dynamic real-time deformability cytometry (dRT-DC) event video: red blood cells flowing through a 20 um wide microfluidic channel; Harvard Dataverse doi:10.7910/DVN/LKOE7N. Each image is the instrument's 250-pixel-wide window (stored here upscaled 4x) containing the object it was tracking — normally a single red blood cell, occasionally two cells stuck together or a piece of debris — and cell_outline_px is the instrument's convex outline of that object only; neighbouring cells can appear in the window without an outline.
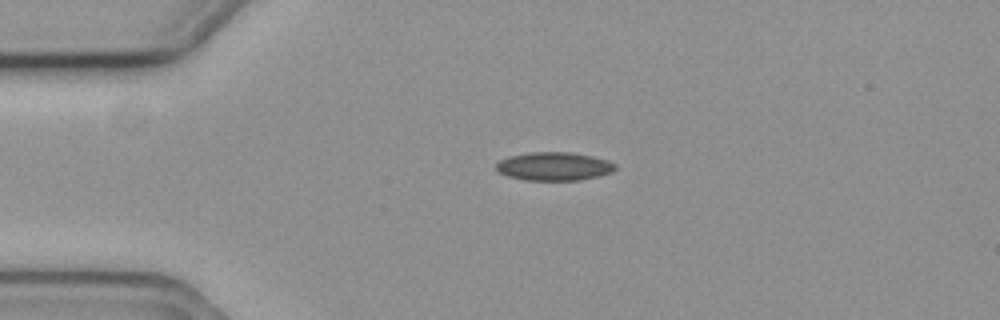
{"species": "common noctule bat (a hibernating species)", "species_latin": "Nyctalus noctula", "temperature_condition": "cold", "stored_images_in_passage": 3, "camera_frame_rate_fps": 3000, "um_per_image_px": 0.085, "animal": {"sex": "female", "body_mass_g": 19.3, "forearm_length_mm": 54.1}, "frame": {"image": 1, "passage_image": 3, "time_ms": 0.667, "image_size_px": [1000, 320], "cell_outline_px": [[616, 168], [612, 172], [596, 176], [576, 180], [524, 180], [508, 176], [500, 172], [496, 168], [496, 164], [500, 160], [508, 156], [532, 152], [568, 152], [592, 156], [608, 160], [616, 164]], "centroid_in_image_um": [47.09, 14.13], "position_along_channel_um": 37.9, "area_um2": 19.54}}